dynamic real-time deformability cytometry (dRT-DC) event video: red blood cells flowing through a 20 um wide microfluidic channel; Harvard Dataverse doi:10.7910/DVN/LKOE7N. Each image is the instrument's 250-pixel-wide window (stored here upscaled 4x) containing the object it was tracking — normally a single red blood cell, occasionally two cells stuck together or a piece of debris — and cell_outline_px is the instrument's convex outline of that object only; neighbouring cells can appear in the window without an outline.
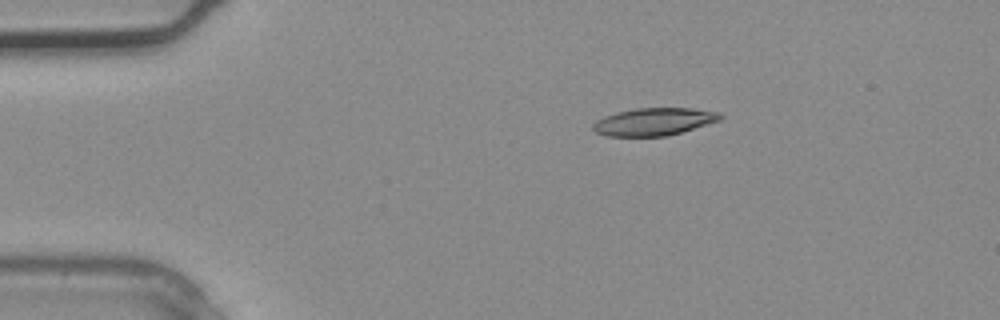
{"species": "common noctule bat (a hibernating species)", "species_latin": "Nyctalus noctula", "temperature_condition": "warm", "stored_images_in_passage": 3, "segment_of_instrument_passage": [1, 2], "camera_frame_rate_fps": 3000, "um_per_image_px": 0.085, "animal": {"sex": "male", "body_mass_g": 20.4}, "frame": {"image": 1, "passage_image": 1, "time_ms": 0.0, "image_size_px": [1000, 320], "cell_outline_px": [[724, 116], [720, 120], [668, 136], [608, 136], [596, 132], [592, 128], [592, 124], [596, 120], [604, 116], [616, 112], [636, 108], [692, 108], [720, 112]], "centroid_in_image_um": [55.58, 10.34], "position_along_channel_um": 29.4, "area_um2": 20.46}}